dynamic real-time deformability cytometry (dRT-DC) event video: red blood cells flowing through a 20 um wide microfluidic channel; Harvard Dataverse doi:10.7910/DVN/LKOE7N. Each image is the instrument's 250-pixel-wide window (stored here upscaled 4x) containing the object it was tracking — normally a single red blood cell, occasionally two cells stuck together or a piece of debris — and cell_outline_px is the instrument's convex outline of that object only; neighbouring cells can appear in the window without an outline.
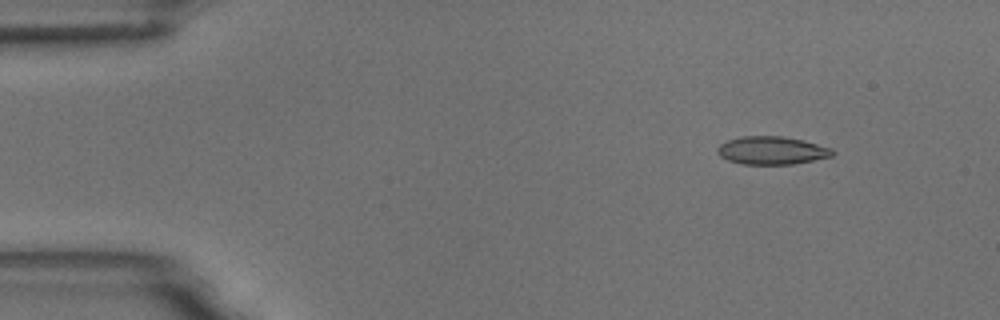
{"species": "common noctule bat (a hibernating species)", "species_latin": "Nyctalus noctula", "temperature_condition": "room temperature", "stored_images_in_passage": 5, "camera_frame_rate_fps": 3000, "um_per_image_px": 0.085, "animal": {"sex": "male", "body_mass_g": 18.8}, "frame": {"image": 1, "passage_image": 2, "time_ms": 1.0, "image_size_px": [1000, 320], "cell_outline_px": [[836, 152], [832, 156], [792, 164], [740, 164], [728, 160], [720, 156], [716, 152], [716, 148], [720, 144], [728, 140], [740, 136], [784, 136], [804, 140], [832, 148]], "centroid_in_image_um": [65.59, 12.78], "position_along_channel_um": 19.4, "area_um2": 18.9}}
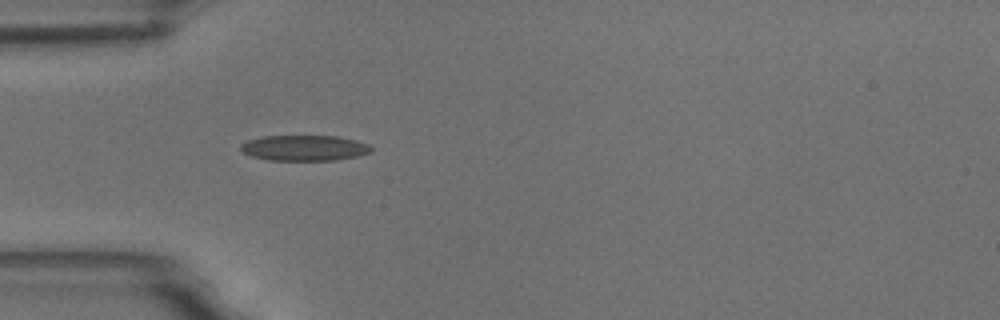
{"frame": {"image": 2, "passage_image": 5, "time_ms": 4.333, "image_size_px": [1000, 320], "cell_outline_px": [[372, 152], [360, 156], [336, 160], [268, 160], [252, 156], [244, 152], [240, 148], [240, 144], [248, 140], [264, 136], [336, 136], [356, 140], [368, 144], [372, 148]], "centroid_in_image_um": [25.9, 12.58], "position_along_channel_um": 59.1, "area_um2": 19.48}}